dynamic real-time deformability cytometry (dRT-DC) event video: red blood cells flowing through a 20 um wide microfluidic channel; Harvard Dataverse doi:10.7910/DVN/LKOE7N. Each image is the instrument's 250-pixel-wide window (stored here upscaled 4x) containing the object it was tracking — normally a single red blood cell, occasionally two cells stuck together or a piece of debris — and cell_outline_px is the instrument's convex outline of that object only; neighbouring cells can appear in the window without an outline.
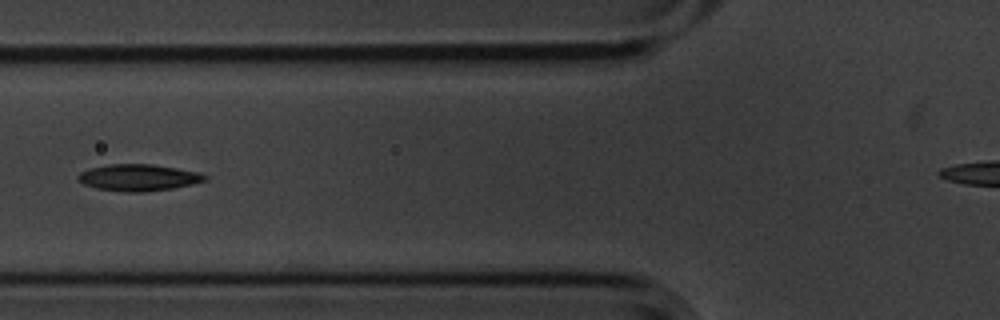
{"species": "common noctule bat (a hibernating species)", "species_latin": "Nyctalus noctula", "temperature_condition": "cold", "stored_images_in_passage": 8, "segment_of_instrument_passage": [1, 2], "camera_frame_rate_fps": 3000, "um_per_image_px": 0.085, "animal": {"sex": "male", "body_mass_g": 20.1, "forearm_length_mm": 53.5}, "frame": {"image": 1, "passage_image": 5, "time_ms": 1.333, "image_size_px": [1000, 320], "cell_outline_px": [[208, 180], [192, 184], [172, 188], [144, 192], [124, 192], [96, 188], [84, 184], [76, 180], [76, 176], [80, 172], [88, 168], [108, 164], [152, 164], [200, 172], [208, 176]], "centroid_in_image_um": [11.75, 15.09], "position_along_channel_um": 114.1, "area_um2": 19.88}}
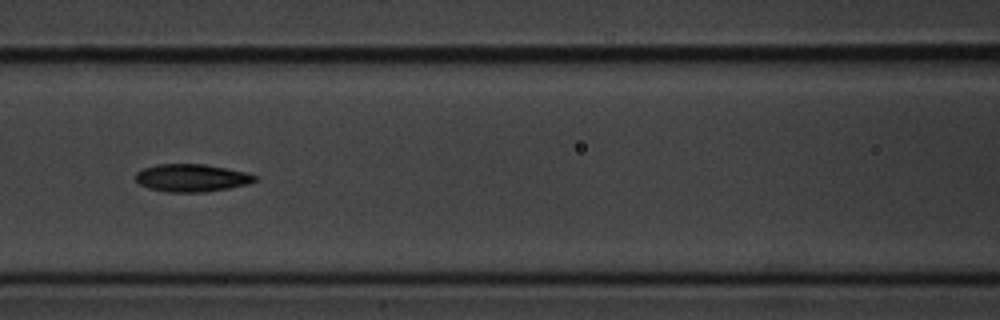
{"frame": {"image": 2, "passage_image": 6, "time_ms": 1.667, "image_size_px": [1000, 320], "cell_outline_px": [[256, 180], [248, 184], [228, 188], [204, 192], [168, 192], [148, 188], [140, 184], [136, 180], [136, 172], [144, 168], [156, 164], [204, 164], [244, 172], [256, 176]], "centroid_in_image_um": [16.25, 15.12], "position_along_channel_um": 150.3, "area_um2": 19.02}}
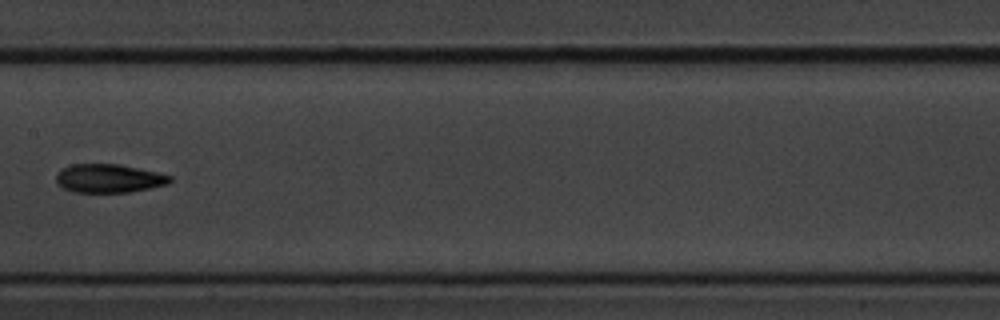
{"frame": {"image": 3, "passage_image": 7, "time_ms": 2.0, "image_size_px": [1000, 320], "cell_outline_px": [[172, 180], [168, 184], [128, 192], [72, 192], [56, 184], [56, 172], [72, 164], [120, 164], [156, 172], [172, 176]], "centroid_in_image_um": [9.22, 15.16], "position_along_channel_um": 198.2, "area_um2": 18.9}}